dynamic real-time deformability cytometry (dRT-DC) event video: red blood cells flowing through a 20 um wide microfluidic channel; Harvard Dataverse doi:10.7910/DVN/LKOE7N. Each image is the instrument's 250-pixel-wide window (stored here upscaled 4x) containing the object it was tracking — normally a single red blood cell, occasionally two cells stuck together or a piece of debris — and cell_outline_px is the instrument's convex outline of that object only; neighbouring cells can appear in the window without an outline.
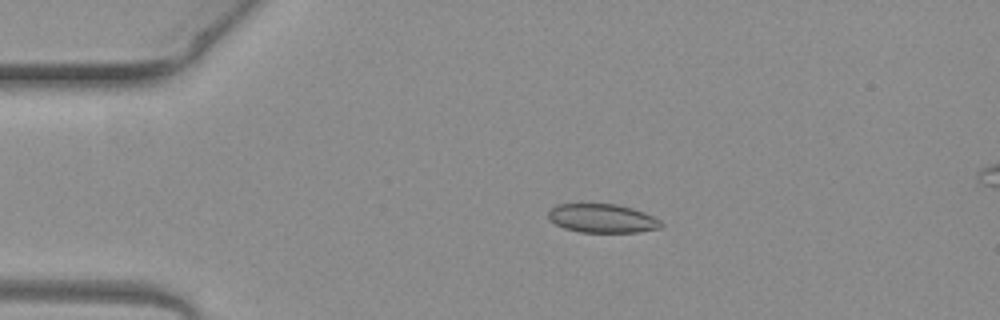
{"species": "common noctule bat (a hibernating species)", "species_latin": "Nyctalus noctula", "temperature_condition": "warm", "stored_images_in_passage": 4, "segment_of_instrument_passage": [1, 2], "camera_frame_rate_fps": 3000, "um_per_image_px": 0.085, "animal": {"sex": "female", "body_mass_g": 19.3, "forearm_length_mm": 54.1}, "frame": {"image": 1, "passage_image": 2, "time_ms": 0.333, "image_size_px": [1000, 320], "cell_outline_px": [[664, 224], [660, 228], [640, 232], [580, 232], [564, 228], [548, 220], [548, 212], [556, 204], [616, 204], [632, 208], [644, 212], [660, 220]], "centroid_in_image_um": [51.19, 18.56], "position_along_channel_um": 33.8, "area_um2": 18.96}}